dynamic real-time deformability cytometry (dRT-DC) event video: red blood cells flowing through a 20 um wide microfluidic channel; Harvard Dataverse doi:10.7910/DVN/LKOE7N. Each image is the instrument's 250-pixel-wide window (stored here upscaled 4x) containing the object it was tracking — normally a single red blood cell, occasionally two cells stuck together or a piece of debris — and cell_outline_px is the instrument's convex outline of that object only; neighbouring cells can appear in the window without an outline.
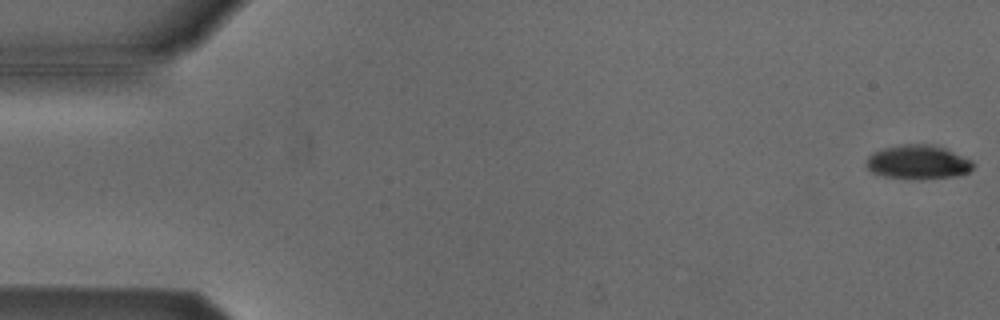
{"species": "Egyptian fruit bat (a non-hibernating species)", "species_latin": "Rousettus aegyptiacus", "temperature_condition": "cold", "stored_images_in_passage": 48, "camera_frame_rate_fps": 3000, "um_per_image_px": 0.085, "animal": {"sex": "male"}, "frame": {"image": 1, "passage_image": 1, "time_ms": 0.0, "image_size_px": [1000, 320], "cell_outline_px": [[972, 168], [968, 172], [956, 176], [924, 180], [916, 180], [884, 176], [872, 172], [868, 168], [868, 156], [872, 152], [884, 148], [904, 144], [932, 144], [944, 148], [968, 160], [972, 164]], "centroid_in_image_um": [77.99, 13.8], "position_along_channel_um": 7.0, "area_um2": 20.98}}
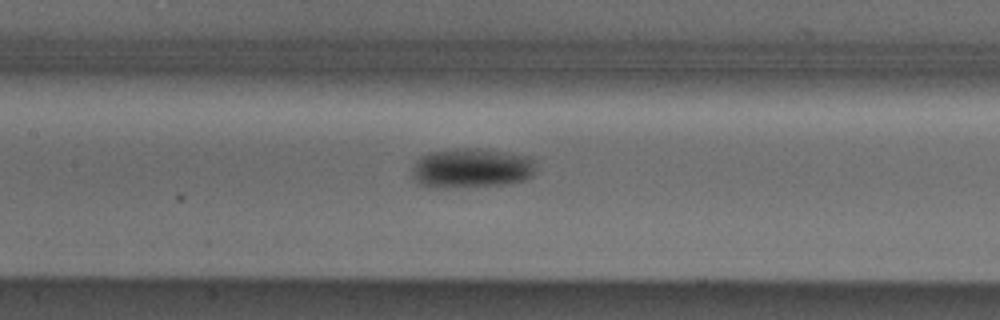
{"frame": {"image": 2, "passage_image": 25, "time_ms": 8.0, "image_size_px": [1000, 320], "cell_outline_px": [[536, 164], [532, 176], [528, 180], [512, 184], [448, 188], [428, 188], [416, 184], [412, 176], [412, 168], [416, 160], [420, 156], [428, 152], [464, 148], [480, 148], [532, 156]], "centroid_in_image_um": [40.07, 14.31], "position_along_channel_um": 167.3, "area_um2": 29.54}}
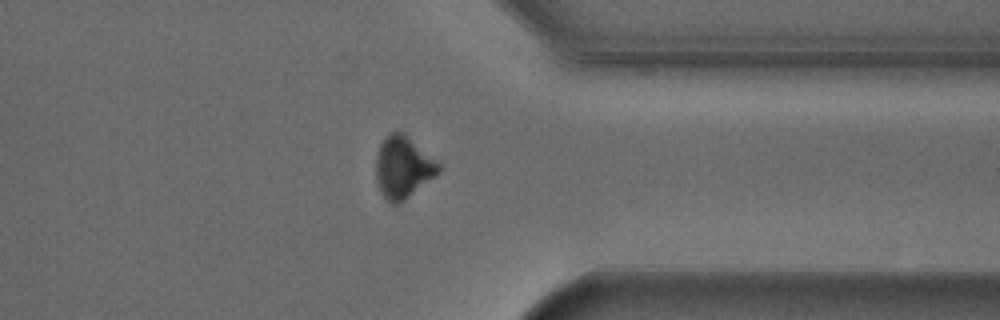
{"frame": {"image": 3, "passage_image": 42, "time_ms": 13.667, "image_size_px": [1000, 320], "cell_outline_px": [[440, 172], [436, 176], [404, 200], [396, 204], [392, 204], [380, 192], [376, 180], [376, 156], [380, 144], [392, 132], [404, 132], [436, 160], [440, 164]], "centroid_in_image_um": [34.26, 14.22], "position_along_channel_um": 377.1, "area_um2": 22.43}}